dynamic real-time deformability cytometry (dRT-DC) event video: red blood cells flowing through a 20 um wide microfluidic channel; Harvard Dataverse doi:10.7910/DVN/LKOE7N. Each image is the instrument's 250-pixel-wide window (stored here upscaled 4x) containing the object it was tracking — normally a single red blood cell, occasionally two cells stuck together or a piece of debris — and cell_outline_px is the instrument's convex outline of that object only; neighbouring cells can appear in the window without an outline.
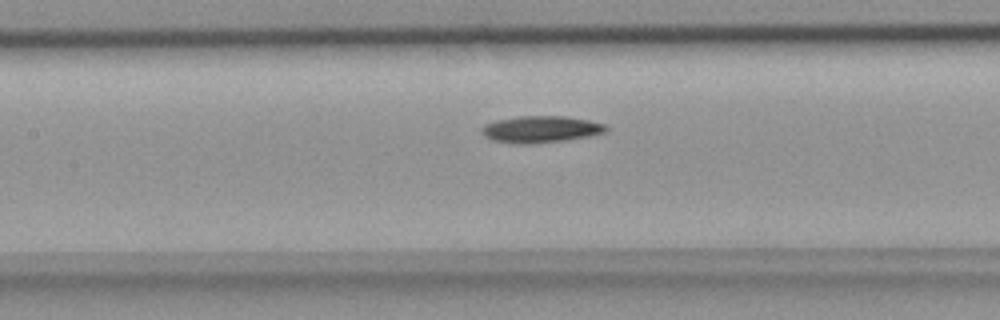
{"species": "common noctule bat (a hibernating species)", "species_latin": "Nyctalus noctula", "temperature_condition": "room temperature", "stored_images_in_passage": 32, "camera_frame_rate_fps": 3000, "um_per_image_px": 0.085, "animal": {"sex": "female", "body_mass_g": 18.4}, "frame": {"image": 1, "passage_image": 11, "time_ms": 3.333, "image_size_px": [1000, 320], "cell_outline_px": [[608, 128], [604, 132], [588, 136], [564, 140], [528, 144], [520, 144], [492, 140], [484, 136], [480, 128], [484, 124], [496, 120], [520, 116], [564, 116], [588, 120], [604, 124]], "centroid_in_image_um": [45.92, 10.98], "position_along_channel_um": 161.5, "area_um2": 19.19}}
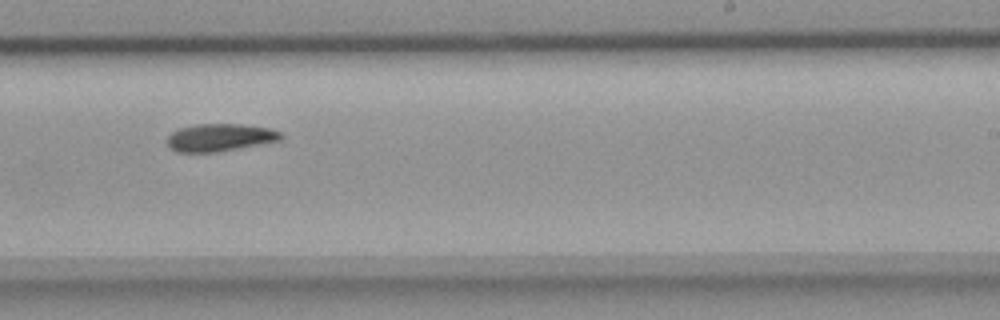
{"frame": {"image": 2, "passage_image": 19, "time_ms": 6.0, "image_size_px": [1000, 320], "cell_outline_px": [[284, 136], [280, 140], [216, 152], [176, 152], [168, 148], [168, 136], [172, 132], [180, 128], [196, 124], [244, 124], [272, 128], [280, 132]], "centroid_in_image_um": [18.69, 11.68], "position_along_channel_um": 270.3, "area_um2": 18.26}}
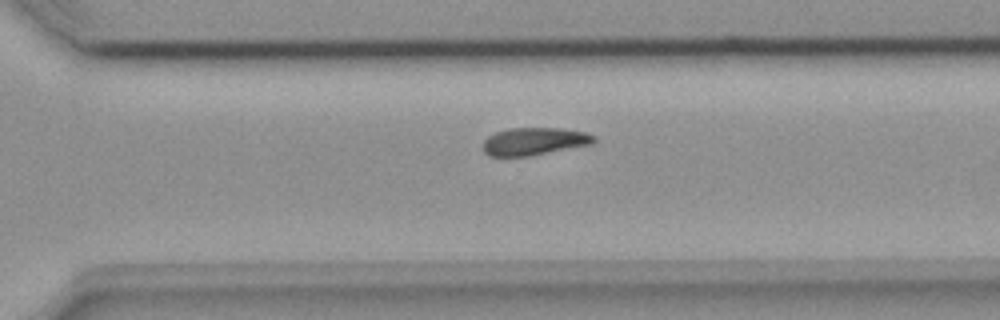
{"frame": {"image": 3, "passage_image": 23, "time_ms": 7.333, "image_size_px": [1000, 320], "cell_outline_px": [[596, 140], [592, 144], [528, 156], [488, 156], [484, 152], [484, 140], [488, 136], [496, 132], [508, 128], [560, 128], [584, 132], [596, 136]], "centroid_in_image_um": [45.41, 12.01], "position_along_channel_um": 325.2, "area_um2": 17.74}}